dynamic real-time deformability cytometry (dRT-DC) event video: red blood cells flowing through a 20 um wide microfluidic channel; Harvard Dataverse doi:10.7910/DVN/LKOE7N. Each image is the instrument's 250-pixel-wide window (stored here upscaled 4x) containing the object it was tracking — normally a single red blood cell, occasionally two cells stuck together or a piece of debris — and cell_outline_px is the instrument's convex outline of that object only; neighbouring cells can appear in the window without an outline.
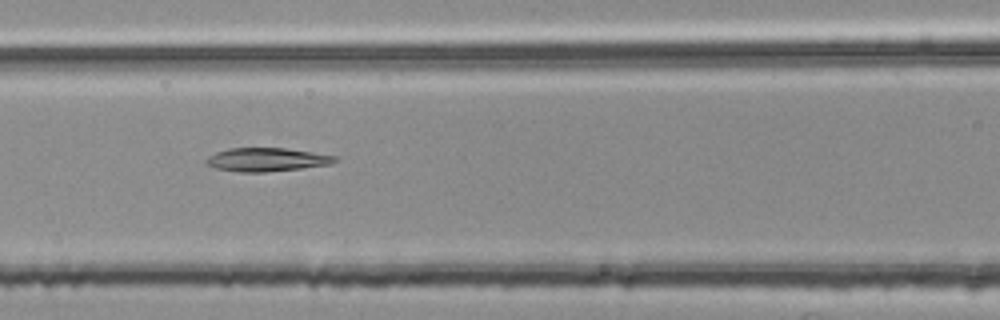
{"species": "common noctule bat (a hibernating species)", "species_latin": "Nyctalus noctula", "temperature_condition": "room temperature", "stored_images_in_passage": 39, "camera_frame_rate_fps": 3000, "um_per_image_px": 0.085, "animal": {"sex": "female", "body_mass_g": 25.1}, "frame": {"image": 1, "passage_image": 12, "time_ms": 3.667, "image_size_px": [1000, 320], "cell_outline_px": [[340, 160], [332, 164], [300, 168], [264, 172], [240, 172], [216, 168], [204, 164], [204, 160], [208, 156], [216, 152], [228, 148], [284, 148], [340, 156]], "centroid_in_image_um": [22.69, 13.56], "position_along_channel_um": 143.9, "area_um2": 17.8}}
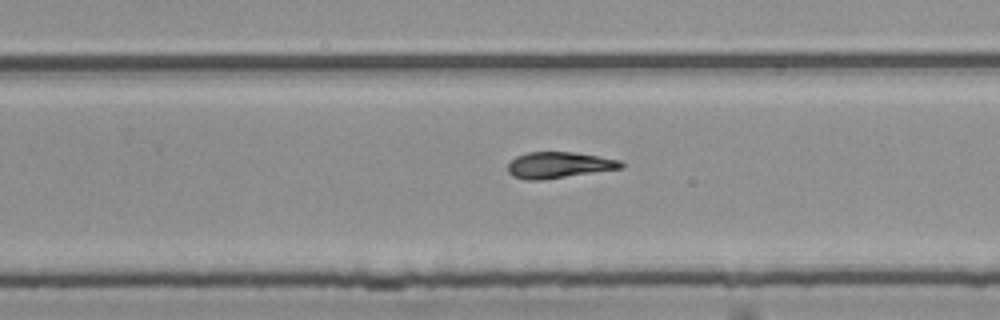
{"frame": {"image": 2, "passage_image": 23, "time_ms": 7.333, "image_size_px": [1000, 320], "cell_outline_px": [[624, 168], [540, 180], [524, 180], [512, 176], [508, 172], [508, 164], [516, 156], [528, 152], [572, 152], [620, 160], [624, 164]], "centroid_in_image_um": [47.48, 14.03], "position_along_channel_um": 282.3, "area_um2": 17.17}}
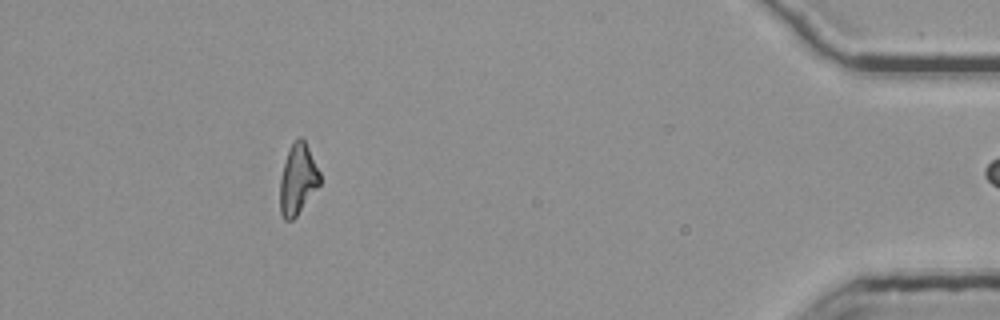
{"frame": {"image": 3, "passage_image": 38, "time_ms": 12.333, "image_size_px": [1000, 320], "cell_outline_px": [[320, 184], [296, 216], [292, 220], [284, 220], [280, 212], [280, 180], [284, 164], [288, 152], [296, 136], [300, 136], [304, 140], [320, 172]], "centroid_in_image_um": [25.31, 15.25], "position_along_channel_um": 409.9, "area_um2": 16.13}}